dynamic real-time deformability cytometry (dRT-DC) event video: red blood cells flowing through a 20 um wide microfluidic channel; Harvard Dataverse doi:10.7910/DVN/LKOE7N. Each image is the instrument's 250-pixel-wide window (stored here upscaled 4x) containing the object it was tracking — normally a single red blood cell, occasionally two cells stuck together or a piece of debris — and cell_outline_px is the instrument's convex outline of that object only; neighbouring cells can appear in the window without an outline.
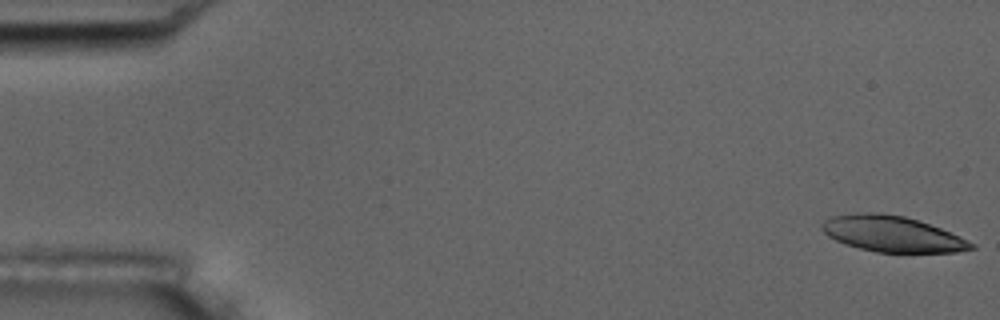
{"species": "common noctule bat (a hibernating species)", "species_latin": "Nyctalus noctula", "temperature_condition": "room temperature", "stored_images_in_passage": 5, "camera_frame_rate_fps": 3000, "um_per_image_px": 0.085, "animal": {"sex": "male", "body_mass_g": 17.5, "forearm_length_mm": 52.3}, "frame": {"image": 1, "passage_image": 1, "time_ms": 0.0, "image_size_px": [1000, 320], "cell_outline_px": [[976, 248], [956, 252], [876, 252], [844, 244], [828, 236], [820, 228], [820, 224], [824, 220], [832, 216], [856, 212], [880, 212], [904, 216], [940, 228], [960, 236], [976, 244]], "centroid_in_image_um": [75.81, 19.87], "position_along_channel_um": 9.2, "area_um2": 31.27}}